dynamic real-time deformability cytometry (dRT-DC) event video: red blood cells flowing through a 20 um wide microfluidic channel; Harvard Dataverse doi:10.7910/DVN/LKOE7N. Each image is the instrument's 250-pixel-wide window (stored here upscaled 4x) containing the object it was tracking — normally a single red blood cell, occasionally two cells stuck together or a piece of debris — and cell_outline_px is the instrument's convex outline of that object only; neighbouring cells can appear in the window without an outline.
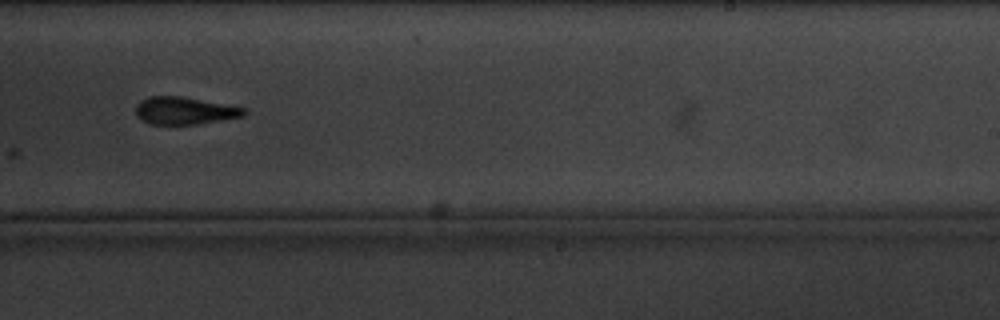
{"species": "common noctule bat (a hibernating species)", "species_latin": "Nyctalus noctula", "temperature_condition": "cold", "stored_images_in_passage": 8, "camera_frame_rate_fps": 3000, "um_per_image_px": 0.085, "animal": {"sex": "male", "body_mass_g": 20.1, "forearm_length_mm": 53.5}, "frame": {"image": 1, "passage_image": 8, "time_ms": 8.333, "image_size_px": [1000, 320], "cell_outline_px": [[248, 112], [244, 116], [196, 124], [152, 124], [140, 120], [136, 116], [136, 104], [140, 100], [148, 96], [180, 96], [244, 108]], "centroid_in_image_um": [15.63, 9.41], "position_along_channel_um": 273.4, "area_um2": 17.17}}